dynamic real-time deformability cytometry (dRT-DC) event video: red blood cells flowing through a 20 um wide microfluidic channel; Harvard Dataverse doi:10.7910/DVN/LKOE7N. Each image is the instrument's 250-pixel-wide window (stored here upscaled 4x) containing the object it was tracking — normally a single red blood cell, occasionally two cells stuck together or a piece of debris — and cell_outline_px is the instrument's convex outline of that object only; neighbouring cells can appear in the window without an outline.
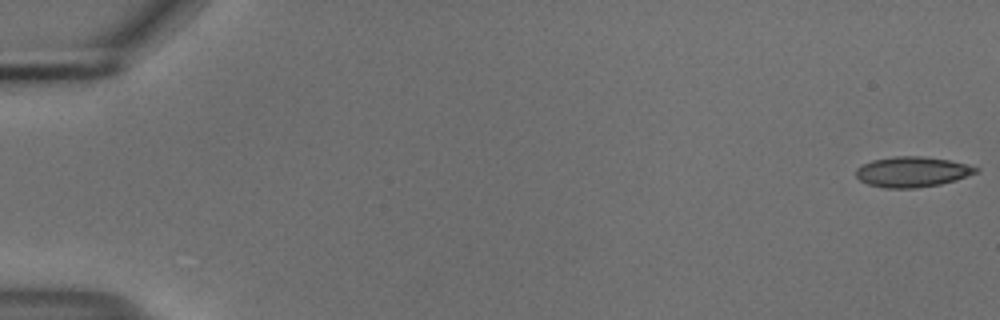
{"species": "common noctule bat (a hibernating species)", "species_latin": "Nyctalus noctula", "temperature_condition": "cold", "stored_images_in_passage": 55, "camera_frame_rate_fps": 3000, "um_per_image_px": 0.085, "animal": {"sex": "male", "body_mass_g": 18.8}, "frame": {"image": 1, "passage_image": 1, "time_ms": 0.0, "image_size_px": [1000, 320], "cell_outline_px": [[980, 172], [956, 180], [940, 184], [916, 188], [884, 188], [868, 184], [860, 180], [856, 176], [856, 168], [872, 160], [896, 156], [920, 156], [948, 160], [968, 164], [980, 168]], "centroid_in_image_um": [77.57, 14.61], "position_along_channel_um": 7.4, "area_um2": 21.27}}
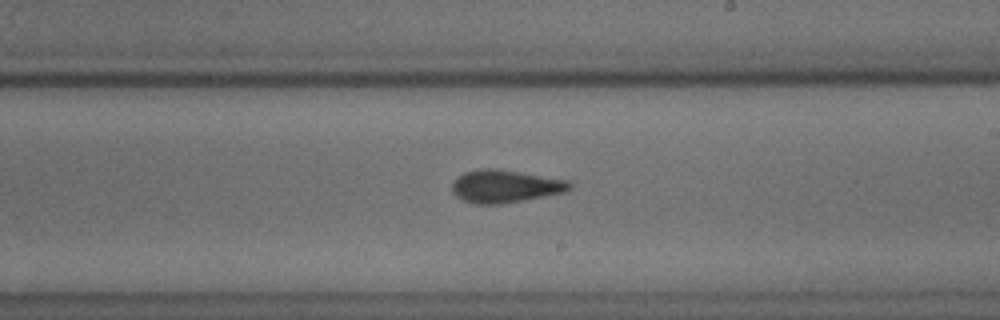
{"frame": {"image": 2, "passage_image": 33, "time_ms": 10.667, "image_size_px": [1000, 320], "cell_outline_px": [[572, 188], [564, 192], [500, 204], [476, 204], [464, 200], [456, 196], [452, 192], [452, 184], [464, 172], [480, 168], [500, 168], [568, 180], [572, 184]], "centroid_in_image_um": [42.94, 15.81], "position_along_channel_um": 246.1, "area_um2": 22.37}}
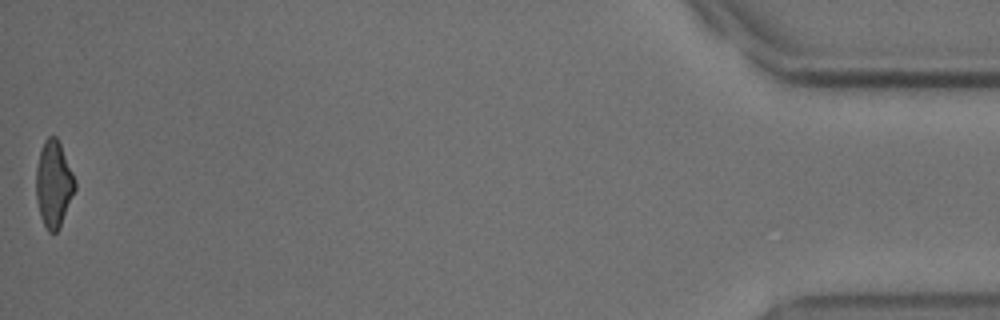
{"frame": {"image": 3, "passage_image": 55, "time_ms": 18.0, "image_size_px": [1000, 320], "cell_outline_px": [[76, 188], [60, 228], [56, 232], [48, 232], [40, 216], [36, 200], [36, 168], [40, 152], [44, 140], [48, 136], [56, 136], [60, 144], [76, 180]], "centroid_in_image_um": [4.56, 15.66], "position_along_channel_um": 430.6, "area_um2": 19.59}, "authors_computed_cell_mechanics": {"area_um2": 21.5016, "velocity_mm_per_s": 3.7158, "shape_relaxation_time_tau1_ms": 4.124, "shape_relaxation_time_tau2_ms": 2.0452, "deformation_change_tau1": 0.1182, "deformation_change_tau2": 0.0806}}